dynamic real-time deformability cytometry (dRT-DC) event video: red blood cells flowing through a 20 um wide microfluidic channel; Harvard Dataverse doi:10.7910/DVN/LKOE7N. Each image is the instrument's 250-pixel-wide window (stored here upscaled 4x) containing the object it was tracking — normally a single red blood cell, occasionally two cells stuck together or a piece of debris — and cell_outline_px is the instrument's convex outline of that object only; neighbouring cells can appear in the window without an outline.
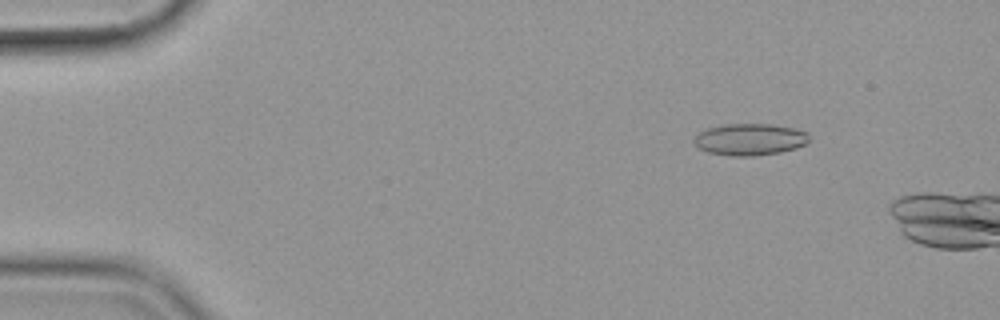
{"species": "common noctule bat (a hibernating species)", "species_latin": "Nyctalus noctula", "temperature_condition": "cold", "stored_images_in_passage": 12, "camera_frame_rate_fps": 3000, "um_per_image_px": 0.085, "animal": {"sex": "female", "body_mass_g": 19.9}, "frame": {"image": 1, "passage_image": 7, "time_ms": 2.0, "image_size_px": [1000, 320], "cell_outline_px": [[808, 140], [804, 144], [796, 148], [780, 152], [756, 156], [728, 156], [708, 152], [700, 148], [692, 140], [700, 132], [708, 128], [724, 124], [772, 124], [796, 128], [808, 132]], "centroid_in_image_um": [63.75, 11.85], "position_along_channel_um": 21.3, "area_um2": 21.33}}